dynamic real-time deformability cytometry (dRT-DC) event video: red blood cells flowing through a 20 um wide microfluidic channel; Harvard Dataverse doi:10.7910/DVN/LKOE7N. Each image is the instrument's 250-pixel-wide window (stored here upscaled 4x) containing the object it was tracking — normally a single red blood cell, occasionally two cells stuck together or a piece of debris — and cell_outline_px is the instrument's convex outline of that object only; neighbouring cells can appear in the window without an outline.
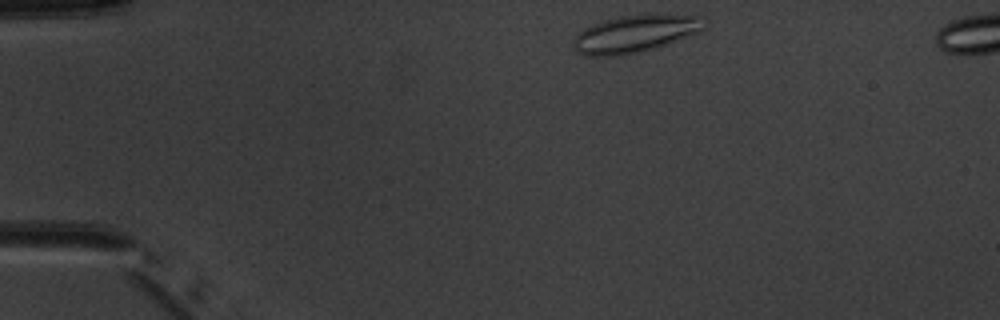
{"species": "common noctule bat (a hibernating species)", "species_latin": "Nyctalus noctula", "temperature_condition": "warm", "stored_images_in_passage": 5, "camera_frame_rate_fps": 3000, "um_per_image_px": 0.085, "animal": {"sex": "male", "body_mass_g": 20.1, "forearm_length_mm": 53.5}, "frame": {"image": 1, "passage_image": 1, "time_ms": 0.0, "image_size_px": [1000, 320], "cell_outline_px": [[708, 20], [704, 28], [696, 32], [664, 44], [652, 48], [624, 56], [584, 56], [576, 52], [572, 40], [584, 28], [592, 24], [604, 20], [620, 16], [704, 16]], "centroid_in_image_um": [53.9, 2.9], "position_along_channel_um": 31.1, "area_um2": 27.69}}
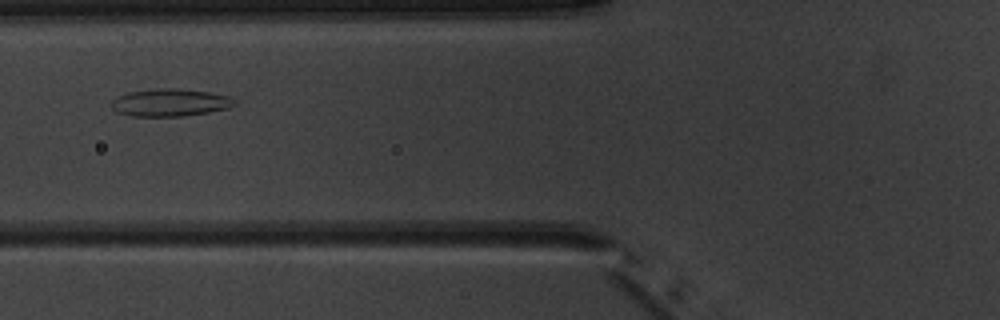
{"frame": {"image": 2, "passage_image": 4, "time_ms": 3.667, "image_size_px": [1000, 320], "cell_outline_px": [[236, 104], [228, 108], [208, 112], [180, 116], [132, 116], [116, 112], [112, 108], [112, 100], [116, 96], [128, 92], [156, 88], [180, 88], [208, 92], [228, 96], [236, 100]], "centroid_in_image_um": [14.43, 8.71], "position_along_channel_um": 111.4, "area_um2": 19.77}}
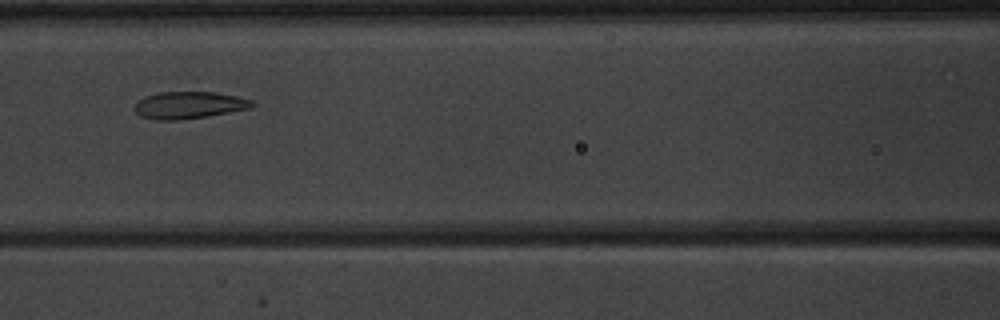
{"frame": {"image": 3, "passage_image": 5, "time_ms": 4.667, "image_size_px": [1000, 320], "cell_outline_px": [[256, 104], [252, 108], [208, 116], [176, 120], [156, 120], [140, 116], [136, 112], [136, 100], [144, 96], [160, 92], [216, 92], [236, 96], [252, 100]], "centroid_in_image_um": [16.08, 8.93], "position_along_channel_um": 150.5, "area_um2": 18.61}}